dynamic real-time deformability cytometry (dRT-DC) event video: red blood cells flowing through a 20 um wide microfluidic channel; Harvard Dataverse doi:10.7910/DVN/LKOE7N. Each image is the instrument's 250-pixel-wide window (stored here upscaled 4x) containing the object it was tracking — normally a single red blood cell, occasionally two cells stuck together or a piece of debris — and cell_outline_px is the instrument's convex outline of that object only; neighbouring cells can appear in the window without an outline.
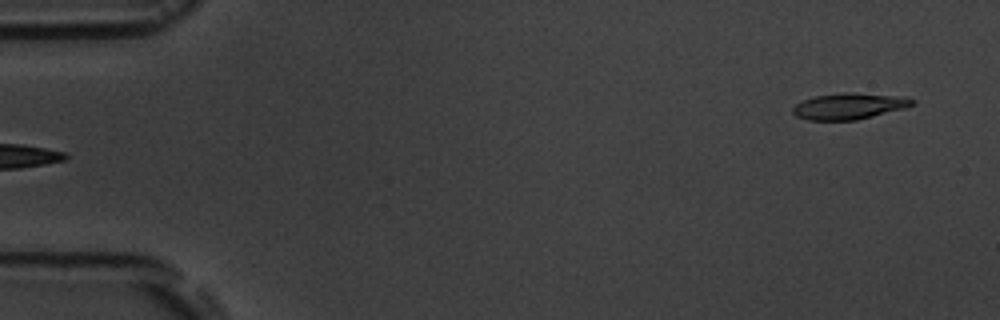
{"species": "common noctule bat (a hibernating species)", "species_latin": "Nyctalus noctula", "temperature_condition": "room temperature", "stored_images_in_passage": 6, "segment_of_instrument_passage": [2, 2], "camera_frame_rate_fps": 3000, "um_per_image_px": 0.085, "animal": {"sex": "male", "body_mass_g": 19.5, "forearm_length_mm": 54.6}, "frame": {"image": 1, "passage_image": 6, "time_ms": 6.333, "image_size_px": [1000, 320], "cell_outline_px": [[916, 104], [904, 108], [856, 120], [808, 120], [796, 116], [792, 112], [792, 108], [796, 104], [804, 100], [816, 96], [844, 92], [848, 92], [900, 96], [916, 100]], "centroid_in_image_um": [72.17, 9.02], "position_along_channel_um": 12.8, "area_um2": 18.09}}